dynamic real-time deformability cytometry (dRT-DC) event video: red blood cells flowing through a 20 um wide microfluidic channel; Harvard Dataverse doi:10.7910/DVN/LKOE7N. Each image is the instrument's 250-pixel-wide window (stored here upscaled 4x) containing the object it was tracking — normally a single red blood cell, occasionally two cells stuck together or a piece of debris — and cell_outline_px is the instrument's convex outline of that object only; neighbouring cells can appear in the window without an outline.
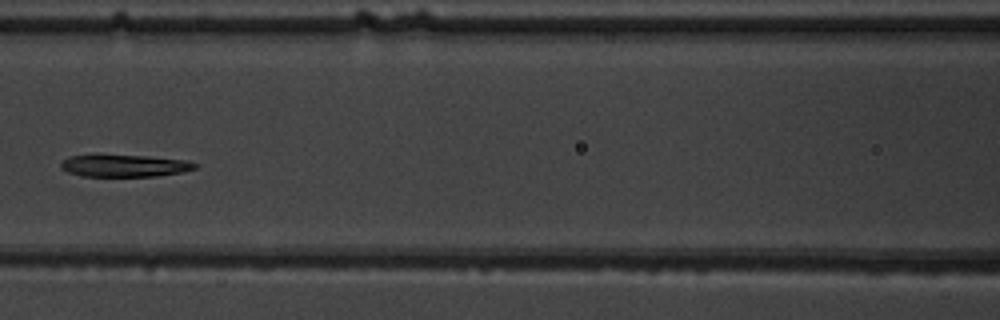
{"species": "common noctule bat (a hibernating species)", "species_latin": "Nyctalus noctula", "temperature_condition": "warm", "stored_images_in_passage": 6, "camera_frame_rate_fps": 3000, "um_per_image_px": 0.085, "animal": {"sex": "male", "body_mass_g": 19.5, "forearm_length_mm": 54.6}, "frame": {"image": 1, "passage_image": 6, "time_ms": 5.667, "image_size_px": [1000, 320], "cell_outline_px": [[196, 168], [184, 172], [156, 176], [84, 176], [68, 172], [60, 168], [60, 164], [64, 160], [72, 156], [144, 156], [188, 160], [196, 164]], "centroid_in_image_um": [10.63, 14.1], "position_along_channel_um": 156.0, "area_um2": 16.88}}